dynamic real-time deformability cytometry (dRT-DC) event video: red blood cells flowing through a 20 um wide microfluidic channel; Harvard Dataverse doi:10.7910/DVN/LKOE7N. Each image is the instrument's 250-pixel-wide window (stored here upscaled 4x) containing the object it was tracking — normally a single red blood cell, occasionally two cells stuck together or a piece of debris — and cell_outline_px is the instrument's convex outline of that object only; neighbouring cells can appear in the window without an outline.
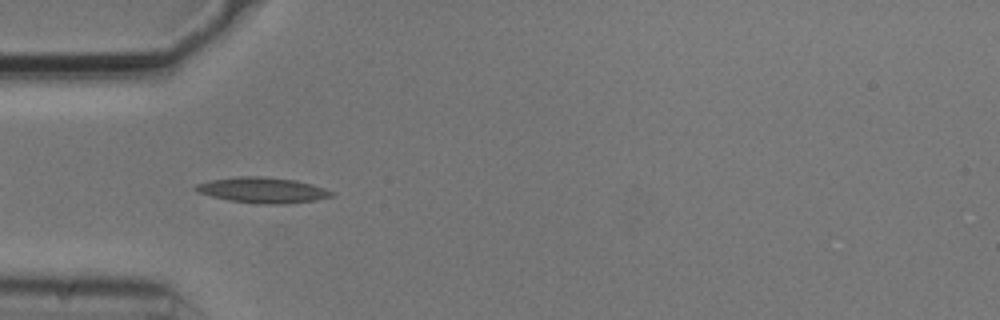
{"species": "common noctule bat (a hibernating species)", "species_latin": "Nyctalus noctula", "temperature_condition": "cold", "stored_images_in_passage": 19, "camera_frame_rate_fps": 3000, "um_per_image_px": 0.085, "animal": {"sex": "male", "body_mass_g": 20.5, "forearm_length_mm": 52.5}, "frame": {"image": 1, "passage_image": 1, "time_ms": 0.0, "image_size_px": [1000, 320], "cell_outline_px": [[336, 192], [332, 196], [316, 200], [284, 204], [260, 204], [228, 200], [196, 192], [192, 188], [196, 184], [212, 180], [236, 176], [260, 176], [296, 180], [312, 184]], "centroid_in_image_um": [22.32, 16.16], "position_along_channel_um": 62.7, "area_um2": 20.35}}